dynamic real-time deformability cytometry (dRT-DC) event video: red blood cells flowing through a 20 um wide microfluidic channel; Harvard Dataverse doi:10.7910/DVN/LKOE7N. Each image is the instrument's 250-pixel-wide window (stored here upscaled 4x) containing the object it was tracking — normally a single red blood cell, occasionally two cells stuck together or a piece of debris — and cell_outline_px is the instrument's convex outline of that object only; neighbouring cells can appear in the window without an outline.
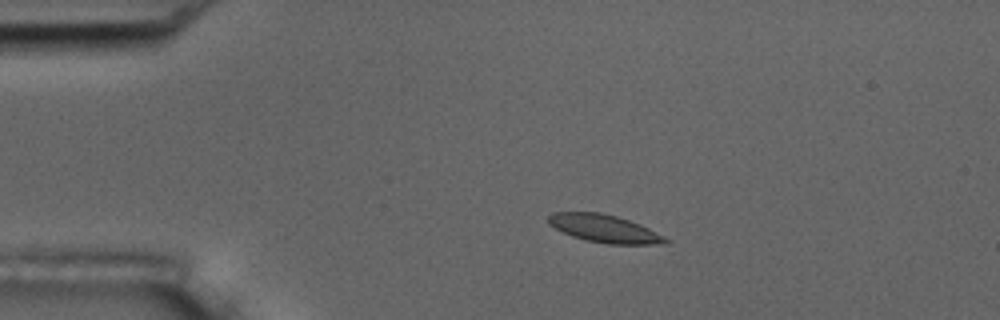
{"species": "common noctule bat (a hibernating species)", "species_latin": "Nyctalus noctula", "temperature_condition": "room temperature", "stored_images_in_passage": 3, "camera_frame_rate_fps": 3000, "um_per_image_px": 0.085, "animal": {"sex": "male", "body_mass_g": 17.5, "forearm_length_mm": 52.3}, "frame": {"image": 1, "passage_image": 2, "time_ms": 1.0, "image_size_px": [1000, 320], "cell_outline_px": [[672, 240], [668, 244], [608, 244], [584, 240], [572, 236], [548, 224], [548, 216], [552, 212], [600, 212], [616, 216], [640, 224]], "centroid_in_image_um": [51.4, 19.43], "position_along_channel_um": 33.6, "area_um2": 19.02}}